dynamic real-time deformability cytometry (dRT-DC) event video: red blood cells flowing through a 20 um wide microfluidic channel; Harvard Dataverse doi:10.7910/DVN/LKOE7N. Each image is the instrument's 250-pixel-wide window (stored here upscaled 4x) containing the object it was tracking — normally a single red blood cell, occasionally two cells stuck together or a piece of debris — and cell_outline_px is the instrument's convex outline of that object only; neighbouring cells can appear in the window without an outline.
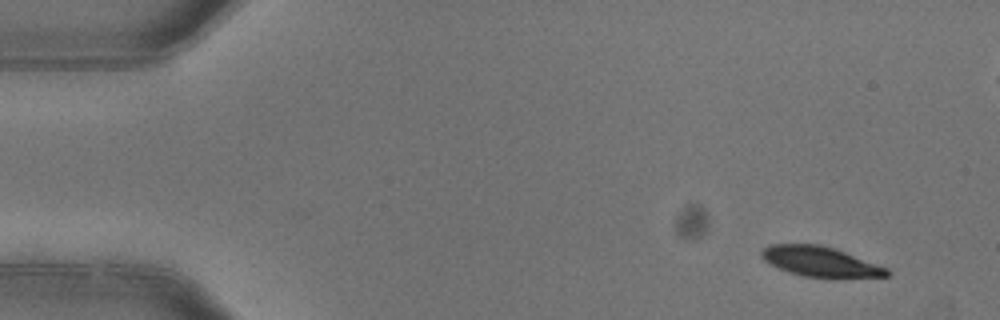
{"species": "common noctule bat (a hibernating species)", "species_latin": "Nyctalus noctula", "temperature_condition": "warm", "stored_images_in_passage": 5, "camera_frame_rate_fps": 3000, "um_per_image_px": 0.085, "animal": {"sex": "female"}, "frame": {"image": 1, "passage_image": 1, "time_ms": 0.0, "image_size_px": [1000, 320], "cell_outline_px": [[888, 276], [836, 280], [832, 280], [804, 276], [788, 272], [768, 264], [760, 256], [760, 252], [764, 248], [772, 244], [820, 244], [836, 248], [888, 268]], "centroid_in_image_um": [69.76, 22.27], "position_along_channel_um": 15.2, "area_um2": 22.77}}
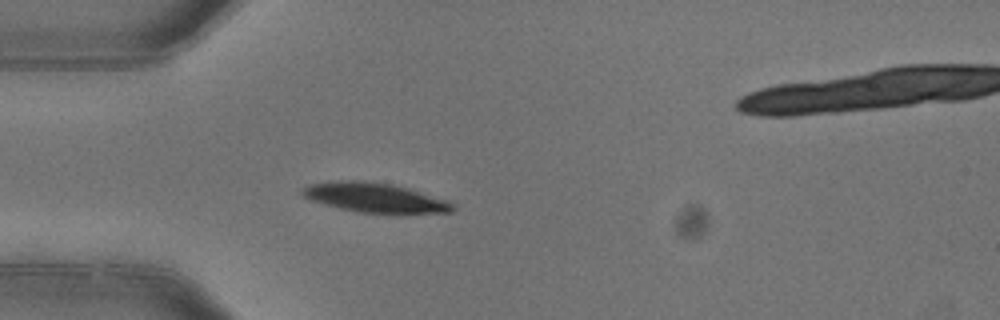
{"frame": {"image": 2, "passage_image": 4, "time_ms": 1.0, "image_size_px": [1000, 320], "cell_outline_px": [[456, 208], [452, 212], [400, 216], [356, 212], [324, 204], [312, 200], [304, 196], [300, 192], [308, 184], [340, 180], [364, 180], [392, 184], [408, 188], [448, 200]], "centroid_in_image_um": [31.96, 16.84], "position_along_channel_um": 53.0, "area_um2": 26.82}}